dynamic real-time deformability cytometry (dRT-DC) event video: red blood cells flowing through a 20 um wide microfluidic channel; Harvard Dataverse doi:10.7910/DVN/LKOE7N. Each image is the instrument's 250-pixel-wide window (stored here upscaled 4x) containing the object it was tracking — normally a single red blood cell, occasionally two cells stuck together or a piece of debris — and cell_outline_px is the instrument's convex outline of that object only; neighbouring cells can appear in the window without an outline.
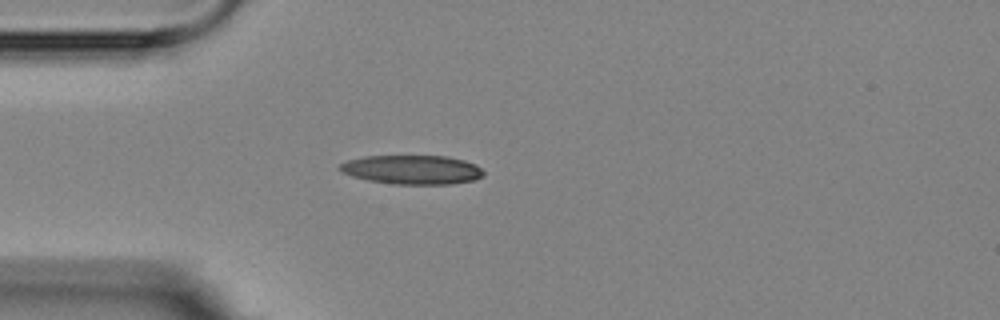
{"species": "Egyptian fruit bat (a non-hibernating species)", "species_latin": "Rousettus aegyptiacus", "temperature_condition": "room temperature", "stored_images_in_passage": 3, "camera_frame_rate_fps": 3000, "um_per_image_px": 0.085, "animal": {"sex": "female"}, "frame": {"image": 1, "passage_image": 3, "time_ms": 2.333, "image_size_px": [1000, 320], "cell_outline_px": [[484, 176], [476, 180], [452, 184], [392, 184], [368, 180], [352, 176], [340, 172], [336, 168], [340, 164], [348, 160], [364, 156], [448, 156], [464, 160], [476, 164], [484, 172]], "centroid_in_image_um": [35.03, 14.42], "position_along_channel_um": 50.0, "area_um2": 24.62}}